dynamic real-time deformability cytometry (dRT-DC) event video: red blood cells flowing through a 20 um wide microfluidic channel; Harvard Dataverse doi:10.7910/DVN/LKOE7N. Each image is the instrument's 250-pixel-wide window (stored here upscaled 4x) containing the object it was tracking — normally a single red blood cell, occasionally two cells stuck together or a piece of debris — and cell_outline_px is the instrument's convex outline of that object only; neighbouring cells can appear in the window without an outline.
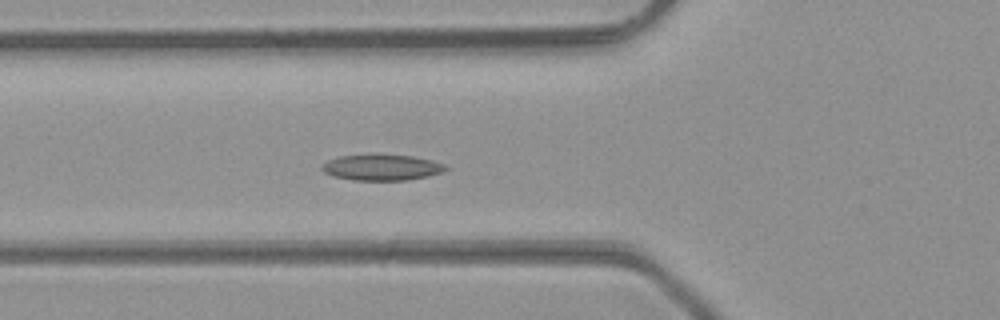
{"species": "common noctule bat (a hibernating species)", "species_latin": "Nyctalus noctula", "temperature_condition": "room temperature", "stored_images_in_passage": 40, "camera_frame_rate_fps": 3000, "um_per_image_px": 0.085, "animal": {"sex": "male", "body_mass_g": 23.1, "forearm_length_mm": 52.7}, "frame": {"image": 1, "passage_image": 18, "time_ms": 5.667, "image_size_px": [1000, 320], "cell_outline_px": [[448, 168], [444, 172], [428, 176], [408, 180], [352, 180], [332, 176], [324, 172], [320, 168], [328, 160], [340, 156], [376, 152], [412, 156], [432, 160], [444, 164]], "centroid_in_image_um": [32.44, 14.2], "position_along_channel_um": 93.4, "area_um2": 19.31}}
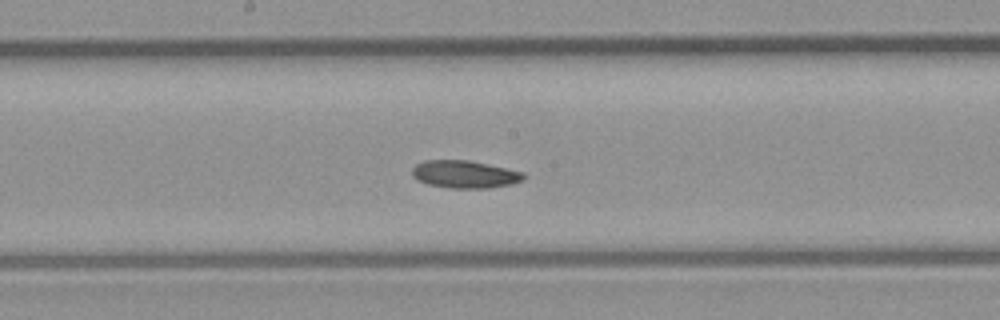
{"frame": {"image": 2, "passage_image": 26, "time_ms": 8.333, "image_size_px": [1000, 320], "cell_outline_px": [[528, 176], [524, 180], [512, 184], [488, 188], [448, 188], [428, 184], [416, 180], [412, 176], [412, 168], [416, 164], [424, 160], [468, 160], [524, 172]], "centroid_in_image_um": [39.51, 14.82], "position_along_channel_um": 208.7, "area_um2": 18.09}}
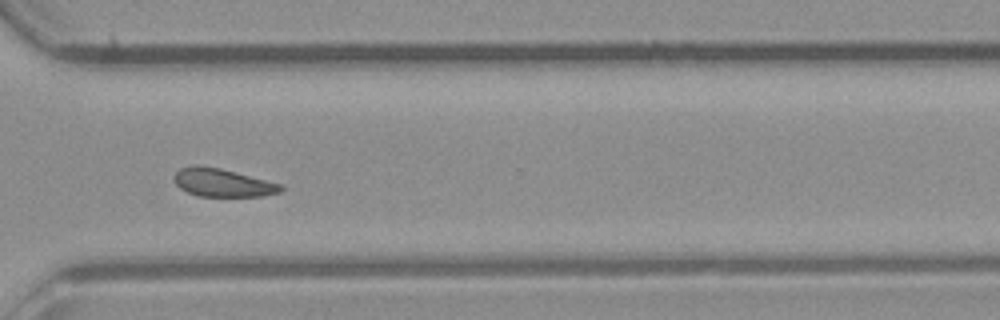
{"frame": {"image": 3, "passage_image": 36, "time_ms": 11.667, "image_size_px": [1000, 320], "cell_outline_px": [[284, 188], [280, 192], [260, 196], [196, 196], [180, 188], [176, 184], [172, 176], [180, 168], [192, 164], [196, 164], [220, 168], [284, 184]], "centroid_in_image_um": [18.91, 15.51], "position_along_channel_um": 351.7, "area_um2": 17.69}}